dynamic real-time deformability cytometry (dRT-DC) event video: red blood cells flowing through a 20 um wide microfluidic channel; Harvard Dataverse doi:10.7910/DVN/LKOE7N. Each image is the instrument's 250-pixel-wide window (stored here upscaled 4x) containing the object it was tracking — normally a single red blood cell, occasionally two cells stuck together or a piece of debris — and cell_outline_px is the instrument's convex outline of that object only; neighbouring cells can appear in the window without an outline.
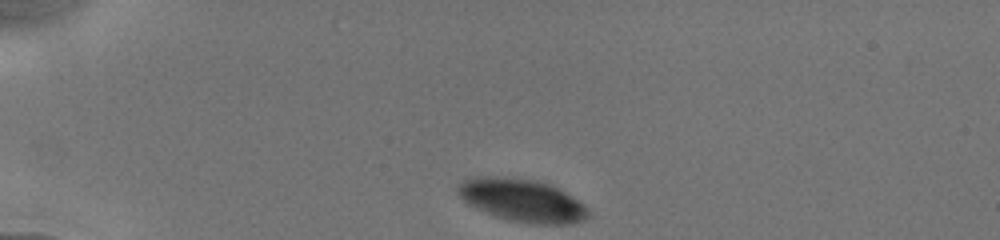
{"species": "human", "species_latin": "Homo sapiens", "temperature_condition": "cold", "stored_images_in_passage": 4, "camera_frame_rate_fps": 3000, "um_per_image_px": 0.085, "donor": {"sex": "male"}, "frame": {"image": 1, "passage_image": 1, "time_ms": 0.0, "image_size_px": [1000, 240], "cell_outline_px": [[592, 216], [584, 220], [572, 224], [532, 224], [508, 220], [496, 216], [464, 200], [460, 196], [456, 188], [464, 180], [480, 176], [484, 176], [536, 180], [548, 184], [564, 192], [584, 204]], "centroid_in_image_um": [44.45, 17.05], "position_along_channel_um": 40.6, "area_um2": 31.91}}